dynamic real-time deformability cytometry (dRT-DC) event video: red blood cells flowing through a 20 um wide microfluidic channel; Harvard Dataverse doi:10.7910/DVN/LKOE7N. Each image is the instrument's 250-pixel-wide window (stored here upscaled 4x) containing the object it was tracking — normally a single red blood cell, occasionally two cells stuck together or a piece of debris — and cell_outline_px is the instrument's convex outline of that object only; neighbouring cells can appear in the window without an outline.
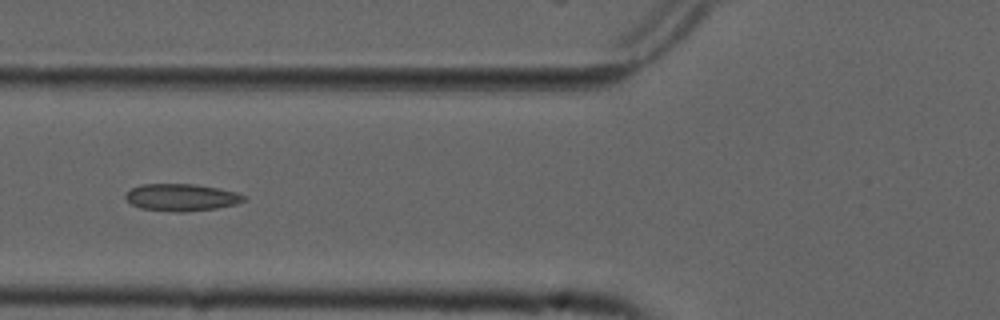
{"species": "common noctule bat (a hibernating species)", "species_latin": "Nyctalus noctula", "temperature_condition": "cold", "stored_images_in_passage": 8, "camera_frame_rate_fps": 3000, "um_per_image_px": 0.085, "animal": {"sex": "male", "forearm_length_mm": 52.5}, "frame": {"image": 1, "passage_image": 6, "time_ms": 1.667, "image_size_px": [1000, 320], "cell_outline_px": [[248, 196], [244, 200], [236, 204], [216, 208], [184, 212], [172, 212], [140, 208], [132, 204], [124, 196], [132, 188], [140, 184], [196, 184], [236, 192]], "centroid_in_image_um": [15.43, 16.78], "position_along_channel_um": 110.4, "area_um2": 18.67}}
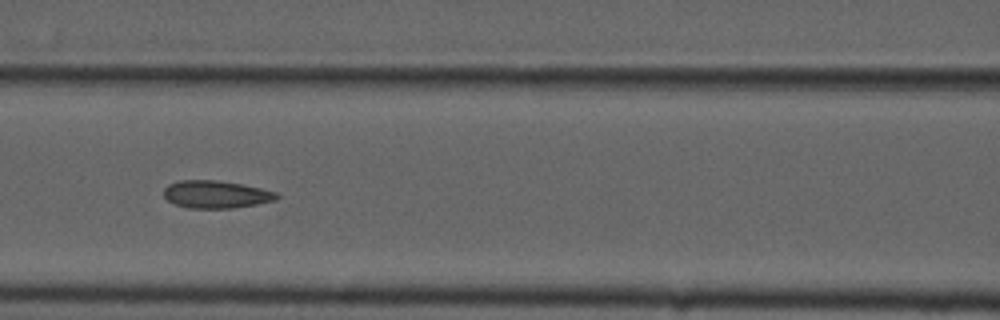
{"frame": {"image": 2, "passage_image": 7, "time_ms": 2.0, "image_size_px": [1000, 320], "cell_outline_px": [[280, 196], [276, 200], [256, 204], [232, 208], [188, 208], [176, 204], [168, 200], [164, 196], [164, 188], [168, 184], [180, 180], [216, 180], [240, 184], [260, 188], [276, 192]], "centroid_in_image_um": [18.35, 16.52], "position_along_channel_um": 148.2, "area_um2": 18.03}}
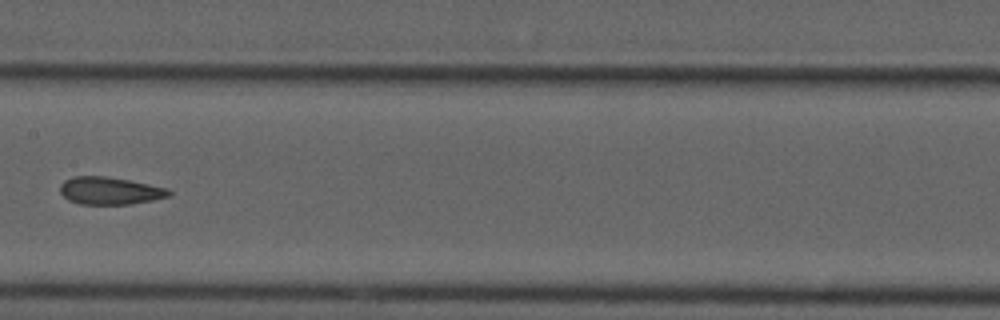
{"frame": {"image": 3, "passage_image": 8, "time_ms": 2.333, "image_size_px": [1000, 320], "cell_outline_px": [[172, 192], [168, 196], [152, 200], [132, 204], [80, 204], [68, 200], [60, 192], [60, 184], [64, 180], [72, 176], [104, 176], [128, 180], [168, 188]], "centroid_in_image_um": [9.31, 16.21], "position_along_channel_um": 198.1, "area_um2": 17.4}}